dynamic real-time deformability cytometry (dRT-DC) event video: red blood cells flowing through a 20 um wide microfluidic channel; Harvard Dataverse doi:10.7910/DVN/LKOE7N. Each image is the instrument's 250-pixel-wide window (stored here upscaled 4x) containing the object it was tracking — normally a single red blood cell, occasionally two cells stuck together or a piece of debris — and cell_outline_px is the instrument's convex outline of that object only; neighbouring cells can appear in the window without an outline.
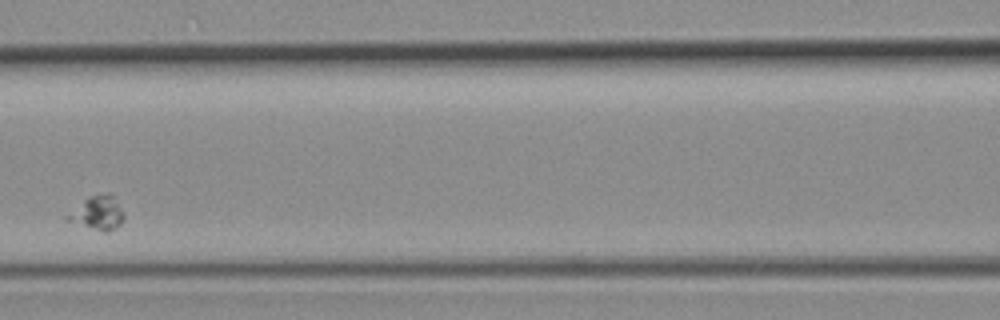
{"species": "common noctule bat (a hibernating species)", "species_latin": "Nyctalus noctula", "temperature_condition": "room temperature", "stored_images_in_passage": 3, "camera_frame_rate_fps": 3000, "um_per_image_px": 0.085, "animal": {"sex": "female", "body_mass_g": 19.3, "forearm_length_mm": 54.1}, "frame": {"image": 1, "passage_image": 3, "time_ms": 2.0, "image_size_px": [1000, 320], "cell_outline_px": [[124, 220], [120, 224], [108, 232], [100, 232], [68, 220], [64, 216], [88, 196], [104, 192], [112, 192], [124, 212]], "centroid_in_image_um": [8.33, 18.07], "position_along_channel_um": 158.3, "area_um2": 11.39}}